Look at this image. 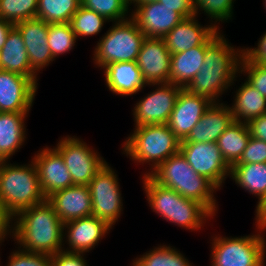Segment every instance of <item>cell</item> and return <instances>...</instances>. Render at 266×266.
Wrapping results in <instances>:
<instances>
[{
    "label": "cell",
    "mask_w": 266,
    "mask_h": 266,
    "mask_svg": "<svg viewBox=\"0 0 266 266\" xmlns=\"http://www.w3.org/2000/svg\"><path fill=\"white\" fill-rule=\"evenodd\" d=\"M225 37L221 32L207 46L201 69L185 88L191 94L206 97L213 103H220V96L227 93L241 76L242 48H235Z\"/></svg>",
    "instance_id": "6da1fadb"
},
{
    "label": "cell",
    "mask_w": 266,
    "mask_h": 266,
    "mask_svg": "<svg viewBox=\"0 0 266 266\" xmlns=\"http://www.w3.org/2000/svg\"><path fill=\"white\" fill-rule=\"evenodd\" d=\"M63 222L46 199L12 219V239L22 250L54 255L63 250ZM63 246V247H62Z\"/></svg>",
    "instance_id": "7a4b0ae2"
},
{
    "label": "cell",
    "mask_w": 266,
    "mask_h": 266,
    "mask_svg": "<svg viewBox=\"0 0 266 266\" xmlns=\"http://www.w3.org/2000/svg\"><path fill=\"white\" fill-rule=\"evenodd\" d=\"M142 176V187L149 207L167 222L192 232L201 230L209 219H214L203 204L161 186L149 175Z\"/></svg>",
    "instance_id": "3957f363"
},
{
    "label": "cell",
    "mask_w": 266,
    "mask_h": 266,
    "mask_svg": "<svg viewBox=\"0 0 266 266\" xmlns=\"http://www.w3.org/2000/svg\"><path fill=\"white\" fill-rule=\"evenodd\" d=\"M149 176L161 186L203 204L216 215L218 202L214 193L219 189L206 177L196 173L180 151L162 162Z\"/></svg>",
    "instance_id": "277c9868"
},
{
    "label": "cell",
    "mask_w": 266,
    "mask_h": 266,
    "mask_svg": "<svg viewBox=\"0 0 266 266\" xmlns=\"http://www.w3.org/2000/svg\"><path fill=\"white\" fill-rule=\"evenodd\" d=\"M46 199L32 159L23 165L0 161V204L12 219L22 210Z\"/></svg>",
    "instance_id": "5b68a950"
},
{
    "label": "cell",
    "mask_w": 266,
    "mask_h": 266,
    "mask_svg": "<svg viewBox=\"0 0 266 266\" xmlns=\"http://www.w3.org/2000/svg\"><path fill=\"white\" fill-rule=\"evenodd\" d=\"M122 145L125 154L134 163L150 167L143 175L152 173L162 162L180 150V140L167 124L134 126Z\"/></svg>",
    "instance_id": "8992f818"
},
{
    "label": "cell",
    "mask_w": 266,
    "mask_h": 266,
    "mask_svg": "<svg viewBox=\"0 0 266 266\" xmlns=\"http://www.w3.org/2000/svg\"><path fill=\"white\" fill-rule=\"evenodd\" d=\"M255 221V234L240 237L215 234L211 238V266H265L266 220L255 218Z\"/></svg>",
    "instance_id": "52a82bcc"
},
{
    "label": "cell",
    "mask_w": 266,
    "mask_h": 266,
    "mask_svg": "<svg viewBox=\"0 0 266 266\" xmlns=\"http://www.w3.org/2000/svg\"><path fill=\"white\" fill-rule=\"evenodd\" d=\"M108 29L94 48V64L102 69L110 63L136 61L146 38L137 23L130 17L112 22Z\"/></svg>",
    "instance_id": "ba28073f"
},
{
    "label": "cell",
    "mask_w": 266,
    "mask_h": 266,
    "mask_svg": "<svg viewBox=\"0 0 266 266\" xmlns=\"http://www.w3.org/2000/svg\"><path fill=\"white\" fill-rule=\"evenodd\" d=\"M55 148L60 152L69 170L73 185H89L95 175L106 165L98 150L76 136L61 137Z\"/></svg>",
    "instance_id": "9c48e42d"
},
{
    "label": "cell",
    "mask_w": 266,
    "mask_h": 266,
    "mask_svg": "<svg viewBox=\"0 0 266 266\" xmlns=\"http://www.w3.org/2000/svg\"><path fill=\"white\" fill-rule=\"evenodd\" d=\"M118 175L108 163L90 181L92 215L104 220L110 227L123 213V200Z\"/></svg>",
    "instance_id": "30bf717a"
},
{
    "label": "cell",
    "mask_w": 266,
    "mask_h": 266,
    "mask_svg": "<svg viewBox=\"0 0 266 266\" xmlns=\"http://www.w3.org/2000/svg\"><path fill=\"white\" fill-rule=\"evenodd\" d=\"M146 86L155 88L134 104L132 110L134 126L167 124L177 97L183 88L170 82Z\"/></svg>",
    "instance_id": "8fae6325"
},
{
    "label": "cell",
    "mask_w": 266,
    "mask_h": 266,
    "mask_svg": "<svg viewBox=\"0 0 266 266\" xmlns=\"http://www.w3.org/2000/svg\"><path fill=\"white\" fill-rule=\"evenodd\" d=\"M191 168L210 180L219 190L230 175V166L216 142L180 143V150Z\"/></svg>",
    "instance_id": "7c38bea8"
},
{
    "label": "cell",
    "mask_w": 266,
    "mask_h": 266,
    "mask_svg": "<svg viewBox=\"0 0 266 266\" xmlns=\"http://www.w3.org/2000/svg\"><path fill=\"white\" fill-rule=\"evenodd\" d=\"M104 220L96 216H87L63 224L64 251L88 253L112 230Z\"/></svg>",
    "instance_id": "4fadbf2b"
},
{
    "label": "cell",
    "mask_w": 266,
    "mask_h": 266,
    "mask_svg": "<svg viewBox=\"0 0 266 266\" xmlns=\"http://www.w3.org/2000/svg\"><path fill=\"white\" fill-rule=\"evenodd\" d=\"M37 90L29 77L0 69V112L29 113Z\"/></svg>",
    "instance_id": "5bb4252c"
},
{
    "label": "cell",
    "mask_w": 266,
    "mask_h": 266,
    "mask_svg": "<svg viewBox=\"0 0 266 266\" xmlns=\"http://www.w3.org/2000/svg\"><path fill=\"white\" fill-rule=\"evenodd\" d=\"M32 157L37 167L42 192L46 198L56 191L73 186L69 170L55 147L41 148Z\"/></svg>",
    "instance_id": "9a60e30c"
},
{
    "label": "cell",
    "mask_w": 266,
    "mask_h": 266,
    "mask_svg": "<svg viewBox=\"0 0 266 266\" xmlns=\"http://www.w3.org/2000/svg\"><path fill=\"white\" fill-rule=\"evenodd\" d=\"M130 13L138 28L149 38H163L184 19L174 8L158 1L137 5Z\"/></svg>",
    "instance_id": "2e32d148"
},
{
    "label": "cell",
    "mask_w": 266,
    "mask_h": 266,
    "mask_svg": "<svg viewBox=\"0 0 266 266\" xmlns=\"http://www.w3.org/2000/svg\"><path fill=\"white\" fill-rule=\"evenodd\" d=\"M136 62L146 85L170 82L171 53L162 38L146 37Z\"/></svg>",
    "instance_id": "e0dca14e"
},
{
    "label": "cell",
    "mask_w": 266,
    "mask_h": 266,
    "mask_svg": "<svg viewBox=\"0 0 266 266\" xmlns=\"http://www.w3.org/2000/svg\"><path fill=\"white\" fill-rule=\"evenodd\" d=\"M212 103L206 97L191 94L186 89H182L167 125L175 136L183 141Z\"/></svg>",
    "instance_id": "ac0fdd59"
},
{
    "label": "cell",
    "mask_w": 266,
    "mask_h": 266,
    "mask_svg": "<svg viewBox=\"0 0 266 266\" xmlns=\"http://www.w3.org/2000/svg\"><path fill=\"white\" fill-rule=\"evenodd\" d=\"M49 24L39 18L27 19L15 24L22 34L31 69L38 75L55 59L48 47Z\"/></svg>",
    "instance_id": "d6986e66"
},
{
    "label": "cell",
    "mask_w": 266,
    "mask_h": 266,
    "mask_svg": "<svg viewBox=\"0 0 266 266\" xmlns=\"http://www.w3.org/2000/svg\"><path fill=\"white\" fill-rule=\"evenodd\" d=\"M47 200L63 223L92 215V199L87 185H73L56 191Z\"/></svg>",
    "instance_id": "ffe728a7"
},
{
    "label": "cell",
    "mask_w": 266,
    "mask_h": 266,
    "mask_svg": "<svg viewBox=\"0 0 266 266\" xmlns=\"http://www.w3.org/2000/svg\"><path fill=\"white\" fill-rule=\"evenodd\" d=\"M233 121L230 105L212 103L187 138L180 143L216 142Z\"/></svg>",
    "instance_id": "44dd1931"
},
{
    "label": "cell",
    "mask_w": 266,
    "mask_h": 266,
    "mask_svg": "<svg viewBox=\"0 0 266 266\" xmlns=\"http://www.w3.org/2000/svg\"><path fill=\"white\" fill-rule=\"evenodd\" d=\"M229 178L249 194L258 198L255 217L266 218V163L234 164Z\"/></svg>",
    "instance_id": "7402d4cb"
},
{
    "label": "cell",
    "mask_w": 266,
    "mask_h": 266,
    "mask_svg": "<svg viewBox=\"0 0 266 266\" xmlns=\"http://www.w3.org/2000/svg\"><path fill=\"white\" fill-rule=\"evenodd\" d=\"M217 29L211 23L203 25L197 16L184 18L162 39L171 54L202 45Z\"/></svg>",
    "instance_id": "603a6c76"
},
{
    "label": "cell",
    "mask_w": 266,
    "mask_h": 266,
    "mask_svg": "<svg viewBox=\"0 0 266 266\" xmlns=\"http://www.w3.org/2000/svg\"><path fill=\"white\" fill-rule=\"evenodd\" d=\"M102 69L106 86L115 95L132 96L146 87L136 61L110 63Z\"/></svg>",
    "instance_id": "cb8c5ba5"
},
{
    "label": "cell",
    "mask_w": 266,
    "mask_h": 266,
    "mask_svg": "<svg viewBox=\"0 0 266 266\" xmlns=\"http://www.w3.org/2000/svg\"><path fill=\"white\" fill-rule=\"evenodd\" d=\"M216 30L202 45L171 54L170 83L185 89L204 63L207 46L221 33Z\"/></svg>",
    "instance_id": "d4e9b609"
},
{
    "label": "cell",
    "mask_w": 266,
    "mask_h": 266,
    "mask_svg": "<svg viewBox=\"0 0 266 266\" xmlns=\"http://www.w3.org/2000/svg\"><path fill=\"white\" fill-rule=\"evenodd\" d=\"M0 69L29 77L38 86V74L31 69L22 34L15 26L0 50Z\"/></svg>",
    "instance_id": "484cf974"
},
{
    "label": "cell",
    "mask_w": 266,
    "mask_h": 266,
    "mask_svg": "<svg viewBox=\"0 0 266 266\" xmlns=\"http://www.w3.org/2000/svg\"><path fill=\"white\" fill-rule=\"evenodd\" d=\"M29 113L0 112V160L10 161L24 145L27 133L25 120Z\"/></svg>",
    "instance_id": "4316f807"
},
{
    "label": "cell",
    "mask_w": 266,
    "mask_h": 266,
    "mask_svg": "<svg viewBox=\"0 0 266 266\" xmlns=\"http://www.w3.org/2000/svg\"><path fill=\"white\" fill-rule=\"evenodd\" d=\"M231 107L234 121L247 123L266 113V98L246 80L233 95Z\"/></svg>",
    "instance_id": "83f0119b"
},
{
    "label": "cell",
    "mask_w": 266,
    "mask_h": 266,
    "mask_svg": "<svg viewBox=\"0 0 266 266\" xmlns=\"http://www.w3.org/2000/svg\"><path fill=\"white\" fill-rule=\"evenodd\" d=\"M250 137L246 123L233 121L217 139L216 143L222 157L230 167L239 161Z\"/></svg>",
    "instance_id": "f1b7e54d"
},
{
    "label": "cell",
    "mask_w": 266,
    "mask_h": 266,
    "mask_svg": "<svg viewBox=\"0 0 266 266\" xmlns=\"http://www.w3.org/2000/svg\"><path fill=\"white\" fill-rule=\"evenodd\" d=\"M132 261V266H193L179 250L165 244L150 249Z\"/></svg>",
    "instance_id": "f546056e"
},
{
    "label": "cell",
    "mask_w": 266,
    "mask_h": 266,
    "mask_svg": "<svg viewBox=\"0 0 266 266\" xmlns=\"http://www.w3.org/2000/svg\"><path fill=\"white\" fill-rule=\"evenodd\" d=\"M81 0H38L36 18L48 24L69 23Z\"/></svg>",
    "instance_id": "4dcf8cb0"
},
{
    "label": "cell",
    "mask_w": 266,
    "mask_h": 266,
    "mask_svg": "<svg viewBox=\"0 0 266 266\" xmlns=\"http://www.w3.org/2000/svg\"><path fill=\"white\" fill-rule=\"evenodd\" d=\"M106 22L110 21L81 5L70 18L69 24L77 39L78 37L81 39L82 37L98 35Z\"/></svg>",
    "instance_id": "1f68e13d"
},
{
    "label": "cell",
    "mask_w": 266,
    "mask_h": 266,
    "mask_svg": "<svg viewBox=\"0 0 266 266\" xmlns=\"http://www.w3.org/2000/svg\"><path fill=\"white\" fill-rule=\"evenodd\" d=\"M236 0H193L195 16L204 13L214 27L220 30V22H228L233 17V6ZM204 11V12H203ZM200 12V13H199ZM214 22V23H213Z\"/></svg>",
    "instance_id": "d6a6232c"
},
{
    "label": "cell",
    "mask_w": 266,
    "mask_h": 266,
    "mask_svg": "<svg viewBox=\"0 0 266 266\" xmlns=\"http://www.w3.org/2000/svg\"><path fill=\"white\" fill-rule=\"evenodd\" d=\"M76 41L77 36L72 31L69 23L49 24L47 42L54 59L74 49Z\"/></svg>",
    "instance_id": "836d02e7"
},
{
    "label": "cell",
    "mask_w": 266,
    "mask_h": 266,
    "mask_svg": "<svg viewBox=\"0 0 266 266\" xmlns=\"http://www.w3.org/2000/svg\"><path fill=\"white\" fill-rule=\"evenodd\" d=\"M81 5L110 22H119L131 17L130 5L126 0H81Z\"/></svg>",
    "instance_id": "e575fe53"
},
{
    "label": "cell",
    "mask_w": 266,
    "mask_h": 266,
    "mask_svg": "<svg viewBox=\"0 0 266 266\" xmlns=\"http://www.w3.org/2000/svg\"><path fill=\"white\" fill-rule=\"evenodd\" d=\"M38 0H0V18L13 23L36 18Z\"/></svg>",
    "instance_id": "d590c367"
},
{
    "label": "cell",
    "mask_w": 266,
    "mask_h": 266,
    "mask_svg": "<svg viewBox=\"0 0 266 266\" xmlns=\"http://www.w3.org/2000/svg\"><path fill=\"white\" fill-rule=\"evenodd\" d=\"M239 74L247 76L245 80L266 98V66L250 62L242 55Z\"/></svg>",
    "instance_id": "8d00e7d4"
},
{
    "label": "cell",
    "mask_w": 266,
    "mask_h": 266,
    "mask_svg": "<svg viewBox=\"0 0 266 266\" xmlns=\"http://www.w3.org/2000/svg\"><path fill=\"white\" fill-rule=\"evenodd\" d=\"M6 266H51V256L25 251L17 247L8 256Z\"/></svg>",
    "instance_id": "74e56055"
},
{
    "label": "cell",
    "mask_w": 266,
    "mask_h": 266,
    "mask_svg": "<svg viewBox=\"0 0 266 266\" xmlns=\"http://www.w3.org/2000/svg\"><path fill=\"white\" fill-rule=\"evenodd\" d=\"M266 163V142L250 137L247 147L236 164Z\"/></svg>",
    "instance_id": "f35d334b"
},
{
    "label": "cell",
    "mask_w": 266,
    "mask_h": 266,
    "mask_svg": "<svg viewBox=\"0 0 266 266\" xmlns=\"http://www.w3.org/2000/svg\"><path fill=\"white\" fill-rule=\"evenodd\" d=\"M83 253L59 251L51 256V266H89Z\"/></svg>",
    "instance_id": "ab89813d"
},
{
    "label": "cell",
    "mask_w": 266,
    "mask_h": 266,
    "mask_svg": "<svg viewBox=\"0 0 266 266\" xmlns=\"http://www.w3.org/2000/svg\"><path fill=\"white\" fill-rule=\"evenodd\" d=\"M242 53L250 62L264 65L266 63V32L258 39L257 47H243Z\"/></svg>",
    "instance_id": "60d3db41"
},
{
    "label": "cell",
    "mask_w": 266,
    "mask_h": 266,
    "mask_svg": "<svg viewBox=\"0 0 266 266\" xmlns=\"http://www.w3.org/2000/svg\"><path fill=\"white\" fill-rule=\"evenodd\" d=\"M164 6L174 8V11L180 13L184 18L195 16L193 0H158Z\"/></svg>",
    "instance_id": "b9f144b4"
},
{
    "label": "cell",
    "mask_w": 266,
    "mask_h": 266,
    "mask_svg": "<svg viewBox=\"0 0 266 266\" xmlns=\"http://www.w3.org/2000/svg\"><path fill=\"white\" fill-rule=\"evenodd\" d=\"M246 124L251 137L266 142V113L257 118L249 120Z\"/></svg>",
    "instance_id": "7bdbcfd3"
},
{
    "label": "cell",
    "mask_w": 266,
    "mask_h": 266,
    "mask_svg": "<svg viewBox=\"0 0 266 266\" xmlns=\"http://www.w3.org/2000/svg\"><path fill=\"white\" fill-rule=\"evenodd\" d=\"M12 236V218L5 212L0 204V246L7 236Z\"/></svg>",
    "instance_id": "ee69618b"
},
{
    "label": "cell",
    "mask_w": 266,
    "mask_h": 266,
    "mask_svg": "<svg viewBox=\"0 0 266 266\" xmlns=\"http://www.w3.org/2000/svg\"><path fill=\"white\" fill-rule=\"evenodd\" d=\"M15 25L9 21L0 18V50L3 47L9 32Z\"/></svg>",
    "instance_id": "f6af8a7d"
},
{
    "label": "cell",
    "mask_w": 266,
    "mask_h": 266,
    "mask_svg": "<svg viewBox=\"0 0 266 266\" xmlns=\"http://www.w3.org/2000/svg\"><path fill=\"white\" fill-rule=\"evenodd\" d=\"M156 1H158V0H134L131 4H130V6L131 5H133L134 7L133 8H135L137 5H140V4H146V3H149V2H156Z\"/></svg>",
    "instance_id": "bcb514c9"
},
{
    "label": "cell",
    "mask_w": 266,
    "mask_h": 266,
    "mask_svg": "<svg viewBox=\"0 0 266 266\" xmlns=\"http://www.w3.org/2000/svg\"><path fill=\"white\" fill-rule=\"evenodd\" d=\"M263 6H264V9L266 10V0H263Z\"/></svg>",
    "instance_id": "7dc6e473"
},
{
    "label": "cell",
    "mask_w": 266,
    "mask_h": 266,
    "mask_svg": "<svg viewBox=\"0 0 266 266\" xmlns=\"http://www.w3.org/2000/svg\"><path fill=\"white\" fill-rule=\"evenodd\" d=\"M128 4L130 5L134 0H126Z\"/></svg>",
    "instance_id": "c3c4849f"
}]
</instances>
